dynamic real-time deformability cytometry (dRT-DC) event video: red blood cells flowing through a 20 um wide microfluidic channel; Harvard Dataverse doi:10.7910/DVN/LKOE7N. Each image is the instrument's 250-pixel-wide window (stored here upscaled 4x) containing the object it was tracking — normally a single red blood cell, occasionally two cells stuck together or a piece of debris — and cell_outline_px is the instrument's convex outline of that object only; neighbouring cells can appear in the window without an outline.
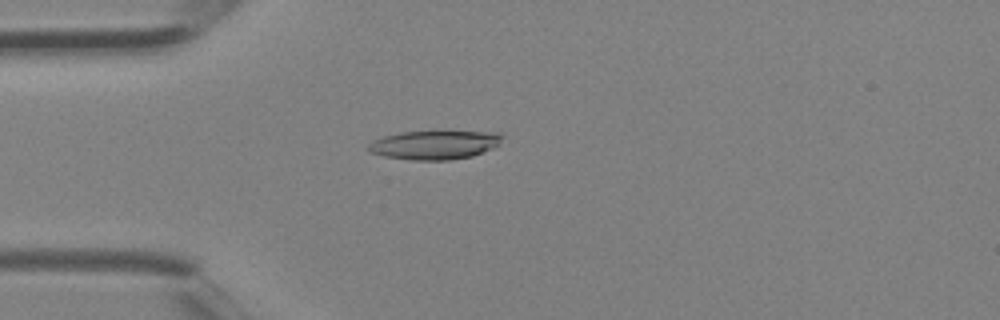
{"species": "Egyptian fruit bat (a non-hibernating species)", "species_latin": "Rousettus aegyptiacus", "temperature_condition": "room temperature", "stored_images_in_passage": 3, "camera_frame_rate_fps": 3000, "um_per_image_px": 0.085, "animal": {"sex": "female"}, "frame": {"image": 1, "passage_image": 3, "time_ms": 0.667, "image_size_px": [1000, 320], "cell_outline_px": [[504, 136], [500, 144], [492, 148], [472, 156], [448, 160], [412, 160], [384, 156], [372, 152], [368, 148], [368, 144], [372, 140], [384, 136], [400, 132], [440, 128], [500, 132]], "centroid_in_image_um": [37.01, 12.24], "position_along_channel_um": 48.0, "area_um2": 23.76}}